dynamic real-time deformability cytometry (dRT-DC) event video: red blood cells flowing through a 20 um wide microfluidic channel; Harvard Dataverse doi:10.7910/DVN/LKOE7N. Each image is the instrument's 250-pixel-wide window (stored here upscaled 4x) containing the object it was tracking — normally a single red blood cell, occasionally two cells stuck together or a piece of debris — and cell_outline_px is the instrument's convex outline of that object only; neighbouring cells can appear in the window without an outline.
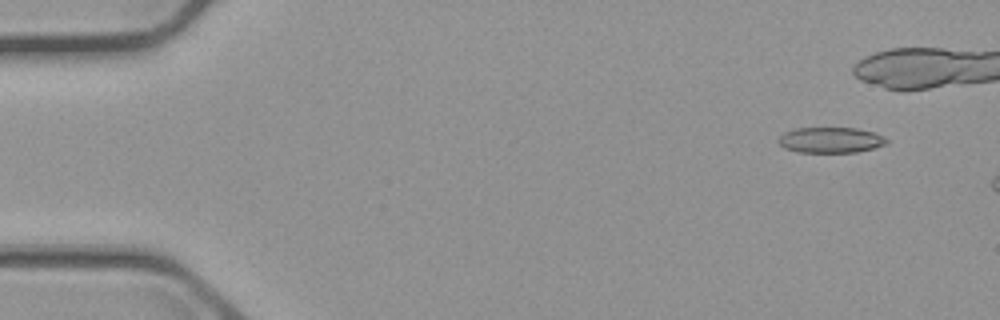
{"species": "common noctule bat (a hibernating species)", "species_latin": "Nyctalus noctula", "temperature_condition": "cold", "stored_images_in_passage": 3, "camera_frame_rate_fps": 3000, "um_per_image_px": 0.085, "animal": {"sex": "male", "body_mass_g": 23.1, "forearm_length_mm": 52.7}, "frame": {"image": 1, "passage_image": 2, "time_ms": 1.333, "image_size_px": [1000, 320], "cell_outline_px": [[888, 140], [884, 144], [872, 148], [856, 152], [800, 152], [784, 148], [776, 140], [784, 132], [796, 128], [856, 128], [872, 132], [884, 136]], "centroid_in_image_um": [70.56, 11.9], "position_along_channel_um": 14.4, "area_um2": 16.01}}